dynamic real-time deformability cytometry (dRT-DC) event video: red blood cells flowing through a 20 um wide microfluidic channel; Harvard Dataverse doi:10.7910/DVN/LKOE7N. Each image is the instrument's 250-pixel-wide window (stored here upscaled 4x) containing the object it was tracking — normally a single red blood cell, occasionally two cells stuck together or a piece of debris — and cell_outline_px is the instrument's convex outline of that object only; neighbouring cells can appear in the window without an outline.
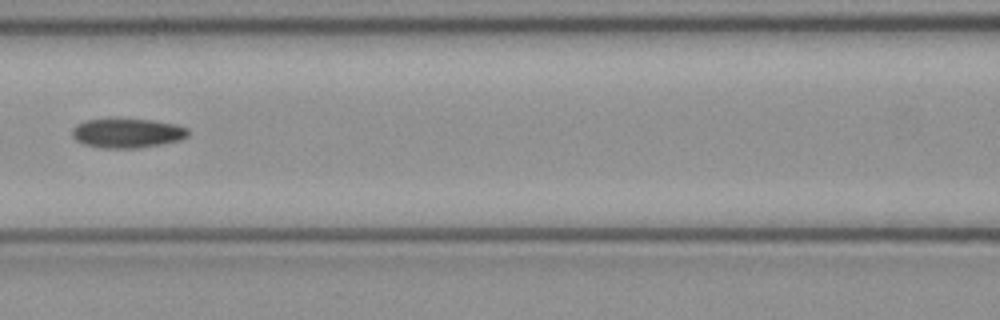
{"species": "common noctule bat (a hibernating species)", "species_latin": "Nyctalus noctula", "temperature_condition": "cold", "stored_images_in_passage": 7, "camera_frame_rate_fps": 3000, "um_per_image_px": 0.085, "animal": {"sex": "female", "body_mass_g": 21.9}, "frame": {"image": 1, "passage_image": 7, "time_ms": 2.0, "image_size_px": [1000, 320], "cell_outline_px": [[188, 136], [180, 140], [140, 148], [100, 148], [84, 144], [76, 140], [72, 136], [72, 128], [76, 124], [84, 120], [116, 116], [152, 120], [176, 124], [188, 128]], "centroid_in_image_um": [10.77, 11.27], "position_along_channel_um": 155.8, "area_um2": 20.69}}